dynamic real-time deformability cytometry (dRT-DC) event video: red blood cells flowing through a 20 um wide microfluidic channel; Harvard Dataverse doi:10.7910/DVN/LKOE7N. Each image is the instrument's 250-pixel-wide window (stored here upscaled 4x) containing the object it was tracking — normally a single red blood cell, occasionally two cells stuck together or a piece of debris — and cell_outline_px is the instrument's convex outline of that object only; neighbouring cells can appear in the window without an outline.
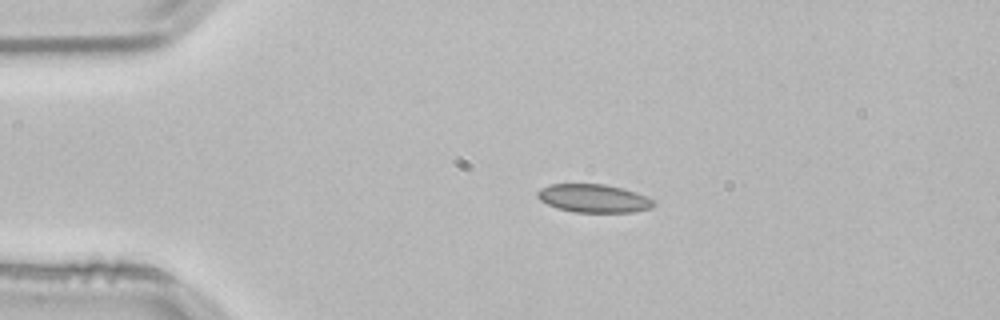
{"species": "common noctule bat (a hibernating species)", "species_latin": "Nyctalus noctula", "temperature_condition": "room temperature", "stored_images_in_passage": 43, "camera_frame_rate_fps": 3000, "um_per_image_px": 0.085, "animal": {"sex": "male", "body_mass_g": 21.5, "forearm_length_mm": 52.0}, "frame": {"image": 1, "passage_image": 1, "time_ms": 0.0, "image_size_px": [1000, 320], "cell_outline_px": [[656, 204], [652, 208], [632, 212], [572, 212], [556, 208], [540, 200], [536, 196], [536, 192], [540, 188], [548, 184], [604, 184], [636, 192], [652, 200]], "centroid_in_image_um": [50.41, 16.86], "position_along_channel_um": 34.6, "area_um2": 19.13}}
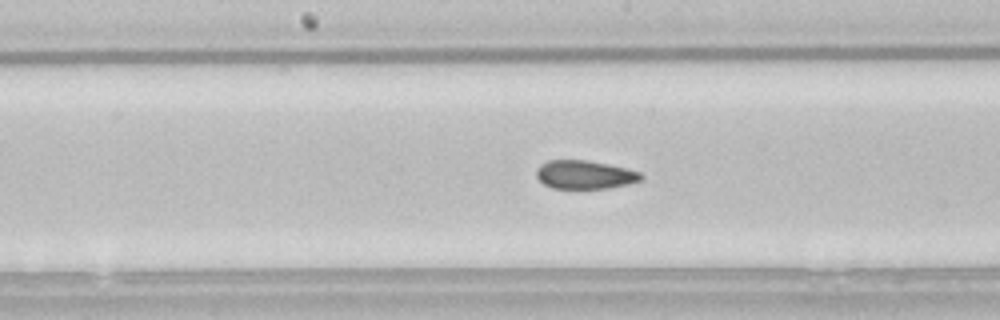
{"frame": {"image": 2, "passage_image": 17, "time_ms": 5.333, "image_size_px": [1000, 320], "cell_outline_px": [[644, 180], [628, 184], [608, 188], [552, 188], [544, 184], [536, 176], [536, 168], [540, 164], [548, 160], [588, 160], [628, 168], [640, 172], [644, 176]], "centroid_in_image_um": [49.73, 14.84], "position_along_channel_um": 198.5, "area_um2": 17.57}}
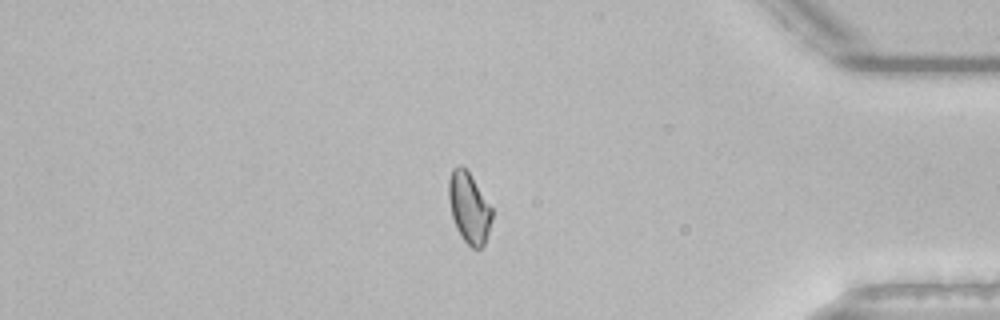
{"frame": {"image": 3, "passage_image": 35, "time_ms": 11.333, "image_size_px": [1000, 320], "cell_outline_px": [[492, 220], [484, 244], [480, 248], [472, 248], [460, 236], [456, 228], [452, 216], [448, 200], [448, 180], [452, 168], [460, 164], [468, 172], [492, 208]], "centroid_in_image_um": [39.84, 17.66], "position_along_channel_um": 395.4, "area_um2": 17.69}, "authors_computed_cell_mechanics": {"area_um2": 18.0336, "velocity_mm_per_s": 3.8137, "shape_relaxation_time_tau1_ms": null, "shape_relaxation_time_tau2_ms": 2.0451, "deformation_change_tau1": null, "deformation_change_tau2": 0.0483}}